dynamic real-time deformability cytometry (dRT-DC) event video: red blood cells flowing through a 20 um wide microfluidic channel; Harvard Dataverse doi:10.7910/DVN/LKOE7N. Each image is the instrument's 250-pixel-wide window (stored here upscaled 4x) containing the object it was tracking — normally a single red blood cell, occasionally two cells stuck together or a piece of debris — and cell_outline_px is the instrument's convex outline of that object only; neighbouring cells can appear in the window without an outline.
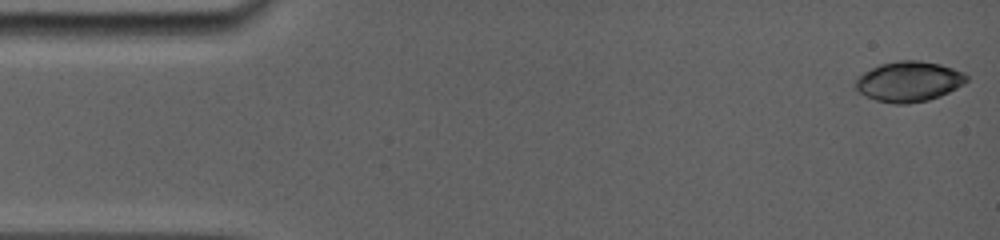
{"species": "common noctule bat (a hibernating species)", "species_latin": "Nyctalus noctula", "temperature_condition": "room temperature", "stored_images_in_passage": 21, "camera_frame_rate_fps": 5000, "um_per_image_px": 0.085, "animal": {"sex": "female", "body_mass_g": 19.0, "forearm_length_mm": 56.7}, "frame": {"image": 1, "passage_image": 1, "time_ms": 0.0, "image_size_px": [1000, 240], "cell_outline_px": [[968, 80], [964, 84], [940, 96], [928, 100], [908, 104], [896, 104], [876, 100], [864, 96], [852, 84], [864, 72], [880, 64], [896, 60], [920, 60], [940, 64], [964, 72], [968, 76]], "centroid_in_image_um": [77.25, 6.92], "position_along_channel_um": 7.8, "area_um2": 26.18}}
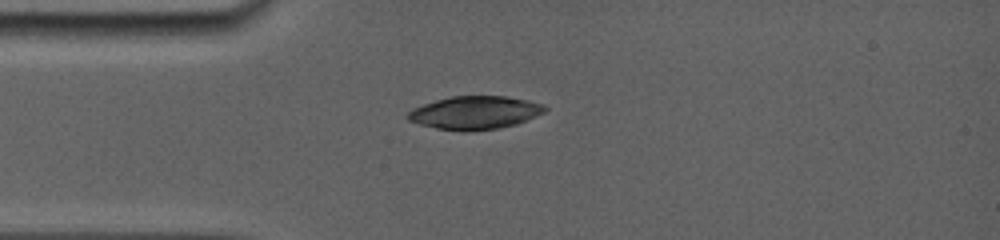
{"frame": {"image": 2, "passage_image": 15, "time_ms": 3.8, "image_size_px": [1000, 240], "cell_outline_px": [[548, 108], [544, 112], [516, 124], [500, 128], [464, 132], [436, 128], [420, 124], [408, 120], [408, 112], [412, 108], [436, 100], [452, 96], [508, 96], [528, 100], [544, 104]], "centroid_in_image_um": [40.38, 9.58], "position_along_channel_um": 44.6, "area_um2": 26.47}}
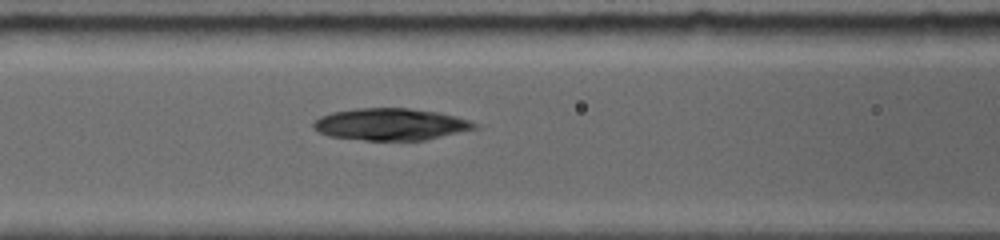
{"frame": {"image": 3, "passage_image": 21, "time_ms": 6.4, "image_size_px": [1000, 240], "cell_outline_px": [[484, 128], [424, 140], [364, 140], [328, 136], [312, 128], [312, 124], [320, 116], [332, 112], [356, 108], [408, 108], [436, 112], [456, 116], [480, 124]], "centroid_in_image_um": [33.27, 10.57], "position_along_channel_um": 133.3, "area_um2": 30.29}}